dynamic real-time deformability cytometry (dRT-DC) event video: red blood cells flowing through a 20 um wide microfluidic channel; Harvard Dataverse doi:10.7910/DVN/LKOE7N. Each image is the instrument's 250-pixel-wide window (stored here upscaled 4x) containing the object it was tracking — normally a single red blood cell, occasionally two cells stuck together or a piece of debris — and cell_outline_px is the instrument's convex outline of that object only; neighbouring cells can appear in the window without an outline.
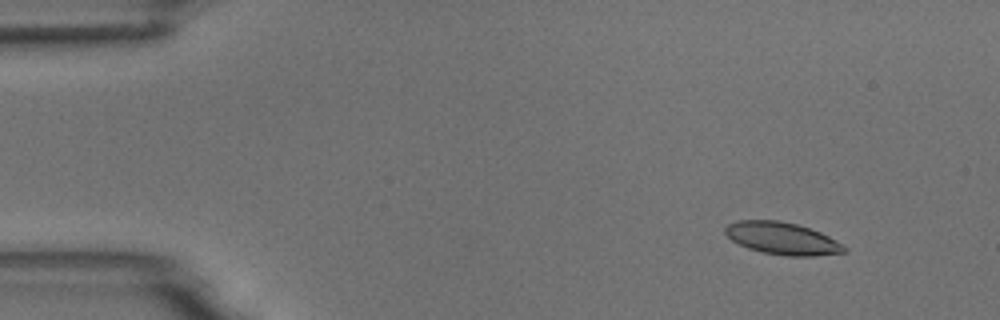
{"species": "common noctule bat (a hibernating species)", "species_latin": "Nyctalus noctula", "temperature_condition": "room temperature", "stored_images_in_passage": 5, "camera_frame_rate_fps": 3000, "um_per_image_px": 0.085, "animal": {"sex": "male", "body_mass_g": 18.8}, "frame": {"image": 1, "passage_image": 2, "time_ms": 1.333, "image_size_px": [1000, 320], "cell_outline_px": [[848, 252], [816, 256], [788, 256], [764, 252], [748, 248], [732, 240], [724, 232], [724, 228], [728, 224], [736, 220], [780, 220], [796, 224], [820, 232], [836, 240], [848, 248]], "centroid_in_image_um": [66.51, 20.26], "position_along_channel_um": 18.5, "area_um2": 22.37}}
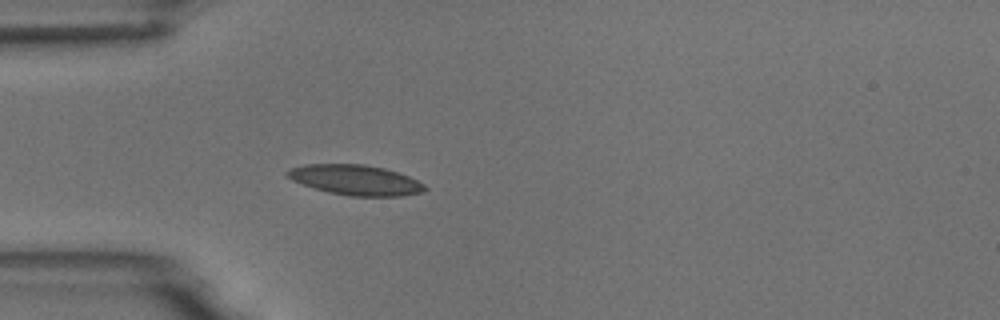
{"frame": {"image": 2, "passage_image": 5, "time_ms": 4.667, "image_size_px": [1000, 320], "cell_outline_px": [[428, 188], [424, 192], [404, 196], [352, 196], [328, 192], [292, 180], [284, 172], [288, 168], [304, 164], [364, 164], [384, 168], [408, 176], [424, 184]], "centroid_in_image_um": [30.23, 15.29], "position_along_channel_um": 54.8, "area_um2": 24.16}}